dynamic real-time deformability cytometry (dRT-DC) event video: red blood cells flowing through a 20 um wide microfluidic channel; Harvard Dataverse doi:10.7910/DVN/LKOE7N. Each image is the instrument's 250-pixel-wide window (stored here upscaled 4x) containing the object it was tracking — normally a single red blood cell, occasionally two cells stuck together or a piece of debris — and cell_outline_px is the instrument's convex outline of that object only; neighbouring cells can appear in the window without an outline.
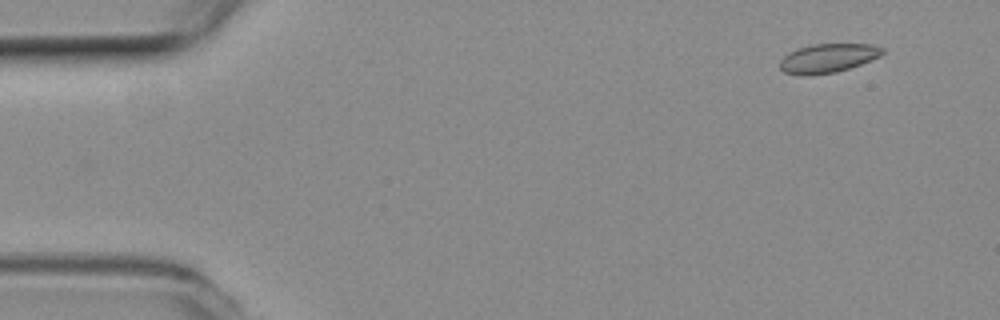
{"species": "common noctule bat (a hibernating species)", "species_latin": "Nyctalus noctula", "temperature_condition": "room temperature", "stored_images_in_passage": 6, "segment_of_instrument_passage": [1, 2], "camera_frame_rate_fps": 3000, "um_per_image_px": 0.085, "animal": {"sex": "female", "body_mass_g": 19.3, "forearm_length_mm": 54.1}, "frame": {"image": 1, "passage_image": 2, "time_ms": 0.333, "image_size_px": [1000, 320], "cell_outline_px": [[884, 52], [880, 56], [860, 64], [836, 72], [812, 76], [800, 76], [784, 72], [780, 68], [780, 60], [784, 56], [800, 48], [812, 44], [872, 44], [884, 48]], "centroid_in_image_um": [70.37, 4.96], "position_along_channel_um": 14.6, "area_um2": 17.28}}
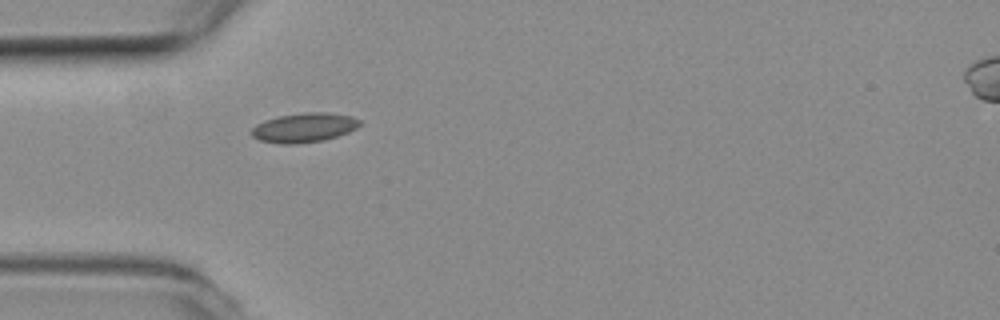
{"frame": {"image": 2, "passage_image": 5, "time_ms": 1.333, "image_size_px": [1000, 320], "cell_outline_px": [[360, 124], [356, 128], [348, 132], [336, 136], [320, 140], [296, 144], [280, 144], [260, 140], [252, 136], [252, 128], [256, 124], [264, 120], [276, 116], [304, 112], [328, 112], [352, 116], [360, 120]], "centroid_in_image_um": [25.82, 10.83], "position_along_channel_um": 59.2, "area_um2": 18.5}}